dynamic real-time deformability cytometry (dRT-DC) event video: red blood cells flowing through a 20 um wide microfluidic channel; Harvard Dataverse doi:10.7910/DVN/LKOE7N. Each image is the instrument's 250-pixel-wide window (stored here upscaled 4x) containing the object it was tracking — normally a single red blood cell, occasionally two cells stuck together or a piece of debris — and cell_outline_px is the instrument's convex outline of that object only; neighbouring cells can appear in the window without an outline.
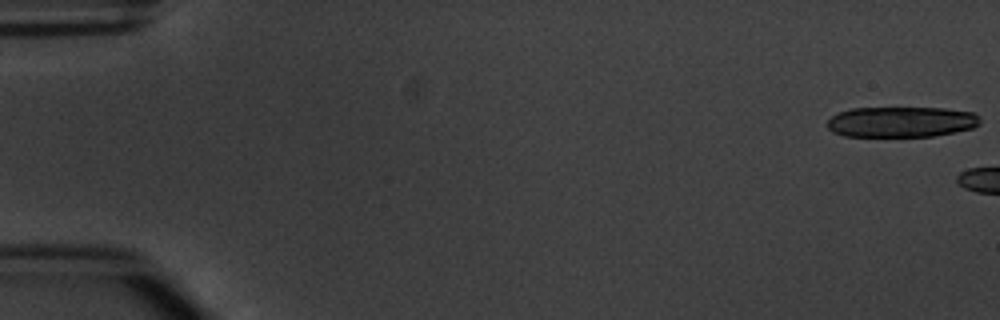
{"species": "common noctule bat (a hibernating species)", "species_latin": "Nyctalus noctula", "temperature_condition": "warm", "stored_images_in_passage": 6, "camera_frame_rate_fps": 3000, "um_per_image_px": 0.085, "animal": {"sex": "male", "body_mass_g": 20.1, "forearm_length_mm": 53.5}, "frame": {"image": 1, "passage_image": 1, "time_ms": 0.0, "image_size_px": [1000, 320], "cell_outline_px": [[980, 124], [972, 128], [932, 136], [844, 136], [832, 132], [828, 128], [828, 120], [832, 116], [840, 112], [852, 108], [944, 108], [972, 112], [980, 116]], "centroid_in_image_um": [76.61, 10.35], "position_along_channel_um": 8.4, "area_um2": 27.11}}
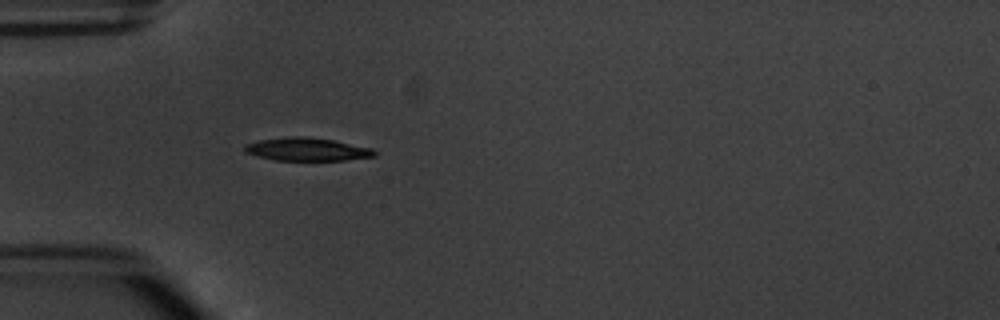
{"frame": {"image": 2, "passage_image": 6, "time_ms": 6.667, "image_size_px": [1000, 320], "cell_outline_px": [[376, 156], [344, 160], [276, 160], [256, 156], [244, 152], [244, 144], [260, 140], [288, 136], [300, 136], [332, 140], [372, 148], [376, 152]], "centroid_in_image_um": [26.06, 12.69], "position_along_channel_um": 58.9, "area_um2": 17.34}}